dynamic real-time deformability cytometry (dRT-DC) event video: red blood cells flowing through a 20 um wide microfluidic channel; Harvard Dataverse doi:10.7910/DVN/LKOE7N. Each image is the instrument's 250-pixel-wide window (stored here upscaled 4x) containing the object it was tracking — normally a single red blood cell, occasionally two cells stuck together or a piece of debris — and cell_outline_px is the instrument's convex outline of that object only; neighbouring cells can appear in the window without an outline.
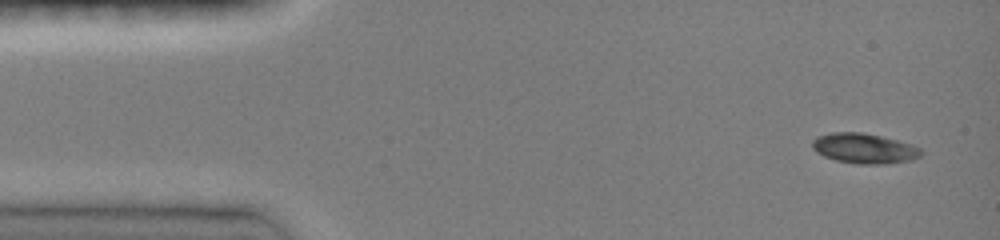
{"species": "common noctule bat (a hibernating species)", "species_latin": "Nyctalus noctula", "temperature_condition": "room temperature", "stored_images_in_passage": 23, "camera_frame_rate_fps": 3000, "um_per_image_px": 0.085, "animal": {"sex": "female", "body_mass_g": 19.0, "forearm_length_mm": 51.5}, "frame": {"image": 1, "passage_image": 1, "time_ms": 0.0, "image_size_px": [1000, 240], "cell_outline_px": [[924, 152], [920, 156], [912, 160], [884, 164], [856, 164], [836, 160], [824, 156], [816, 152], [812, 148], [812, 140], [816, 136], [832, 132], [860, 132], [880, 136], [912, 144], [920, 148]], "centroid_in_image_um": [73.45, 12.61], "position_along_channel_um": 11.5, "area_um2": 19.19}}
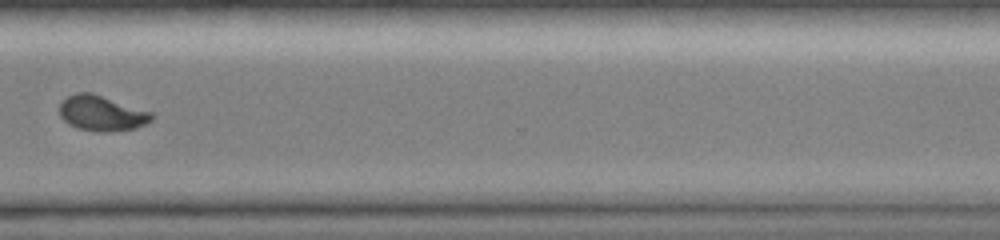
{"frame": {"image": 2, "passage_image": 17, "time_ms": 5.333, "image_size_px": [1000, 240], "cell_outline_px": [[156, 116], [152, 120], [136, 128], [104, 132], [100, 132], [76, 128], [68, 124], [60, 116], [60, 104], [68, 96], [76, 92], [92, 92], [152, 112]], "centroid_in_image_um": [8.65, 9.62], "position_along_channel_um": 361.9, "area_um2": 19.02}}
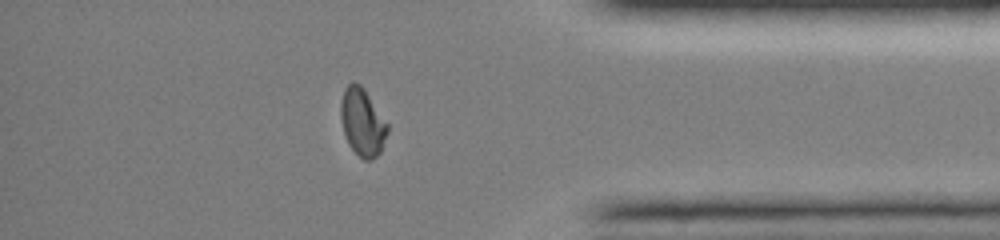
{"frame": {"image": 3, "passage_image": 19, "time_ms": 6.0, "image_size_px": [1000, 240], "cell_outline_px": [[388, 132], [380, 152], [372, 160], [364, 160], [348, 144], [344, 132], [340, 116], [340, 104], [344, 88], [352, 80], [360, 84], [364, 88], [388, 124]], "centroid_in_image_um": [30.79, 10.36], "position_along_channel_um": 404.4, "area_um2": 18.38}}